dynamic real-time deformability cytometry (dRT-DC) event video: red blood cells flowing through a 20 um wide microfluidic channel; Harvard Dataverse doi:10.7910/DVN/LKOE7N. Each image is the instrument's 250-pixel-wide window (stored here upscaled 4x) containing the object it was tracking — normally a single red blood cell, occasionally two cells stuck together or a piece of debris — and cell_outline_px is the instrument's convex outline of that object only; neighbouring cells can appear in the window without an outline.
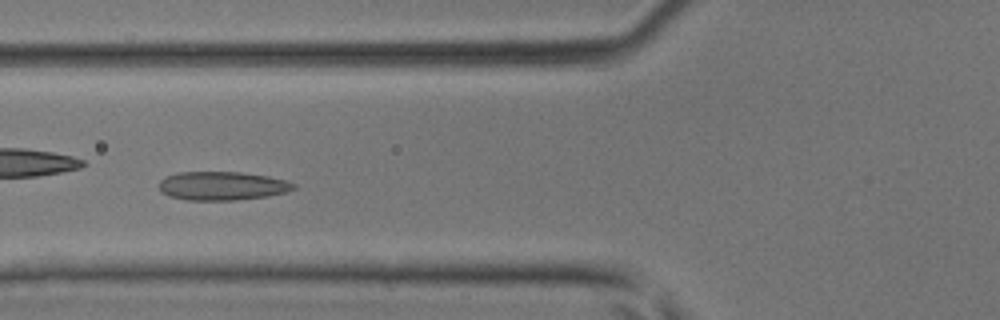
{"species": "common noctule bat (a hibernating species)", "species_latin": "Nyctalus noctula", "temperature_condition": "room temperature", "stored_images_in_passage": 39, "camera_frame_rate_fps": 3000, "um_per_image_px": 0.085, "animal": {"sex": "male", "body_mass_g": 17.9, "forearm_length_mm": 54.2}, "frame": {"image": 1, "passage_image": 12, "time_ms": 3.667, "image_size_px": [1000, 320], "cell_outline_px": [[296, 188], [284, 192], [268, 196], [236, 200], [188, 200], [168, 196], [160, 192], [160, 180], [164, 176], [180, 172], [240, 172], [268, 176], [288, 180], [296, 184]], "centroid_in_image_um": [18.88, 15.79], "position_along_channel_um": 106.9, "area_um2": 22.6}}
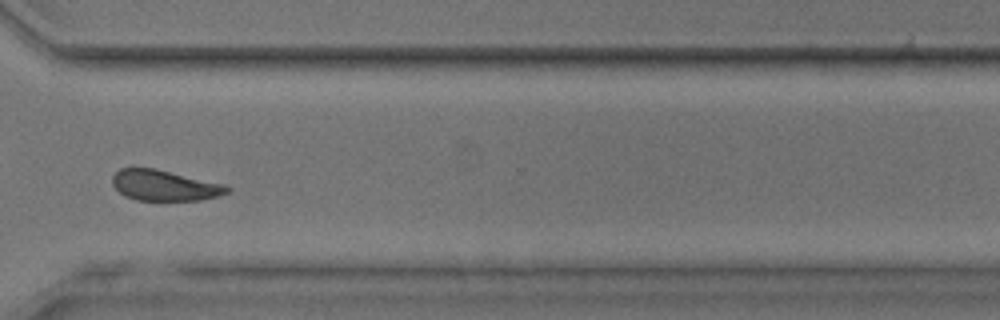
{"frame": {"image": 2, "passage_image": 28, "time_ms": 9.0, "image_size_px": [1000, 320], "cell_outline_px": [[232, 188], [228, 192], [220, 196], [200, 200], [136, 200], [124, 196], [112, 184], [112, 176], [120, 168], [156, 168], [224, 184]], "centroid_in_image_um": [13.99, 15.76], "position_along_channel_um": 356.6, "area_um2": 20.58}}
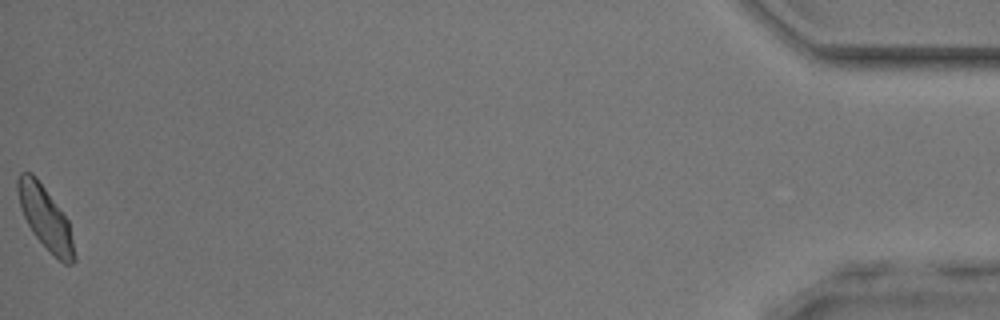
{"frame": {"image": 3, "passage_image": 39, "time_ms": 12.667, "image_size_px": [1000, 320], "cell_outline_px": [[76, 260], [72, 264], [64, 264], [32, 232], [20, 208], [16, 188], [16, 180], [20, 172], [32, 172], [36, 176], [68, 220], [76, 256]], "centroid_in_image_um": [3.84, 18.47], "position_along_channel_um": 431.4, "area_um2": 20.4}}